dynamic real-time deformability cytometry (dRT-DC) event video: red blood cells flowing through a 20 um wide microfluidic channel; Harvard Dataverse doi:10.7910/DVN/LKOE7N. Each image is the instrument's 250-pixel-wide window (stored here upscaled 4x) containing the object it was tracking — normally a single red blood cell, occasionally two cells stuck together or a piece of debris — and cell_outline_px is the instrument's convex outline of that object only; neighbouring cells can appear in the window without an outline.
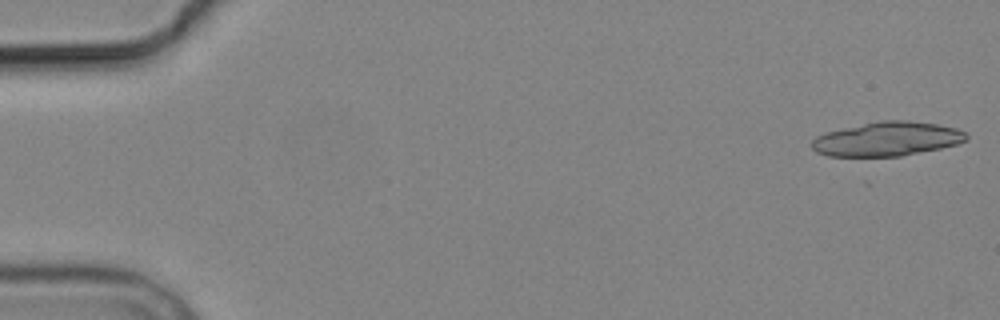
{"species": "common noctule bat (a hibernating species)", "species_latin": "Nyctalus noctula", "temperature_condition": "cold", "stored_images_in_passage": 5, "camera_frame_rate_fps": 3000, "um_per_image_px": 0.085, "animal": {"sex": "male", "body_mass_g": 19.2, "forearm_length_mm": 51.8}, "frame": {"image": 1, "passage_image": 1, "time_ms": 0.0, "image_size_px": [1000, 320], "cell_outline_px": [[968, 140], [956, 144], [940, 148], [900, 156], [828, 156], [816, 152], [812, 148], [812, 140], [816, 136], [824, 132], [880, 120], [908, 120], [936, 124], [956, 128], [964, 132], [968, 136]], "centroid_in_image_um": [75.38, 11.81], "position_along_channel_um": 9.6, "area_um2": 30.69}}